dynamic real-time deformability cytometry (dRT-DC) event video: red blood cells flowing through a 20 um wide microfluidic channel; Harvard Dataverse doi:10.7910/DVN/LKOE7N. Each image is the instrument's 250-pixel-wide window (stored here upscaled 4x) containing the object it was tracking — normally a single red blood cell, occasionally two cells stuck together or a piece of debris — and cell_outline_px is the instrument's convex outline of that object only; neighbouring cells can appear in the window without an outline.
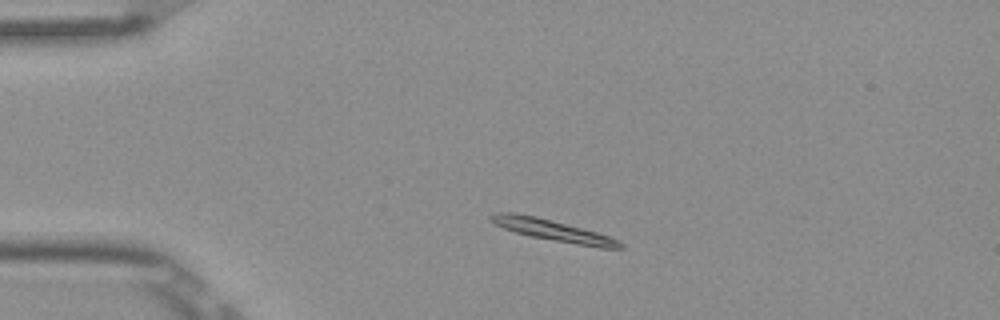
{"species": "Egyptian fruit bat (a non-hibernating species)", "species_latin": "Rousettus aegyptiacus", "temperature_condition": "room temperature", "stored_images_in_passage": 4, "camera_frame_rate_fps": 3000, "um_per_image_px": 0.085, "frame": {"image": 1, "passage_image": 2, "time_ms": 0.333, "image_size_px": [1000, 320], "cell_outline_px": [[624, 248], [600, 248], [532, 236], [516, 232], [504, 228], [496, 224], [488, 216], [496, 212], [512, 212], [536, 216], [596, 232], [620, 240], [624, 244]], "centroid_in_image_um": [47.03, 19.57], "position_along_channel_um": 38.0, "area_um2": 15.66}}
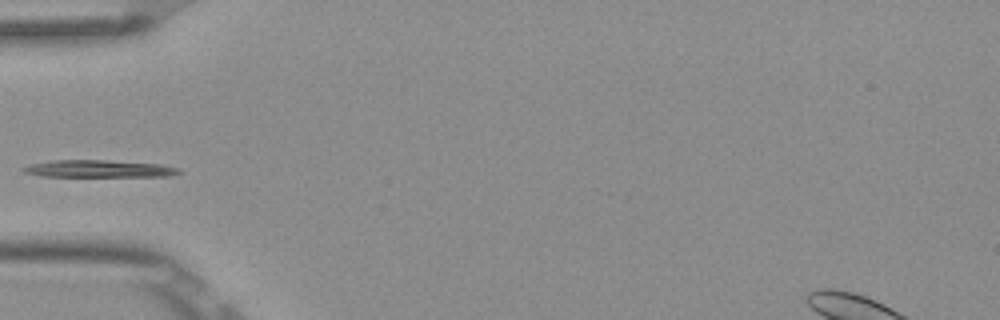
{"frame": {"image": 2, "passage_image": 4, "time_ms": 1.0, "image_size_px": [1000, 320], "cell_outline_px": [[184, 172], [168, 176], [40, 176], [24, 172], [20, 168], [28, 164], [52, 160], [108, 160], [160, 164], [180, 168]], "centroid_in_image_um": [8.4, 14.34], "position_along_channel_um": 76.6, "area_um2": 15.72}}